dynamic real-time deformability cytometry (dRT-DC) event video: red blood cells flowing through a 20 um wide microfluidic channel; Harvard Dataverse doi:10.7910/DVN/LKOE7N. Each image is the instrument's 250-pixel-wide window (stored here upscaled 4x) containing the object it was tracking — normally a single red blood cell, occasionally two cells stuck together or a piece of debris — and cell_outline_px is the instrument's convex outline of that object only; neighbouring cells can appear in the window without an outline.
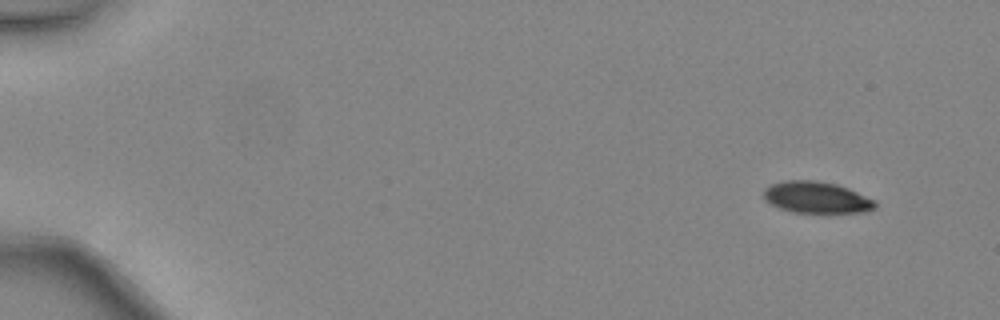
{"species": "common noctule bat (a hibernating species)", "species_latin": "Nyctalus noctula", "temperature_condition": "warm", "stored_images_in_passage": 44, "camera_frame_rate_fps": 3000, "um_per_image_px": 0.085, "animal": {"sex": "female", "body_mass_g": 24.6, "forearm_length_mm": 56.2}, "frame": {"image": 1, "passage_image": 1, "time_ms": 0.0, "image_size_px": [1000, 320], "cell_outline_px": [[876, 208], [864, 212], [792, 212], [780, 208], [764, 200], [764, 188], [772, 184], [784, 180], [816, 180], [836, 184], [848, 188], [876, 200]], "centroid_in_image_um": [69.41, 16.77], "position_along_channel_um": 15.6, "area_um2": 20.46}}
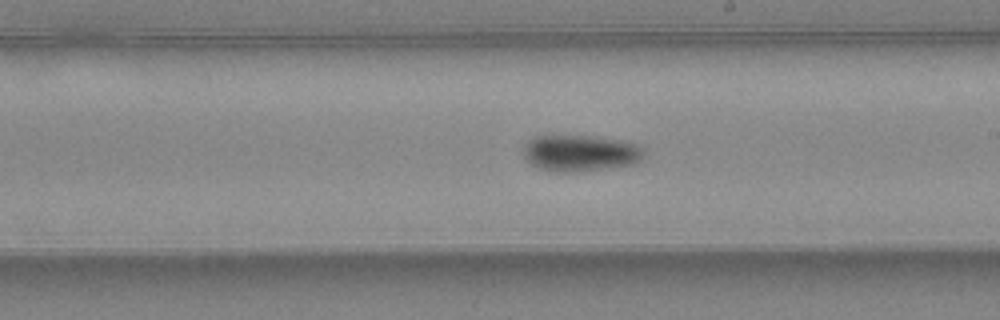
{"frame": {"image": 2, "passage_image": 26, "time_ms": 8.333, "image_size_px": [1000, 320], "cell_outline_px": [[644, 152], [640, 160], [632, 164], [608, 168], [576, 172], [552, 172], [536, 168], [524, 156], [524, 144], [528, 140], [536, 136], [596, 136], [624, 140], [640, 144], [644, 148]], "centroid_in_image_um": [49.34, 13.01], "position_along_channel_um": 239.7, "area_um2": 25.89}}
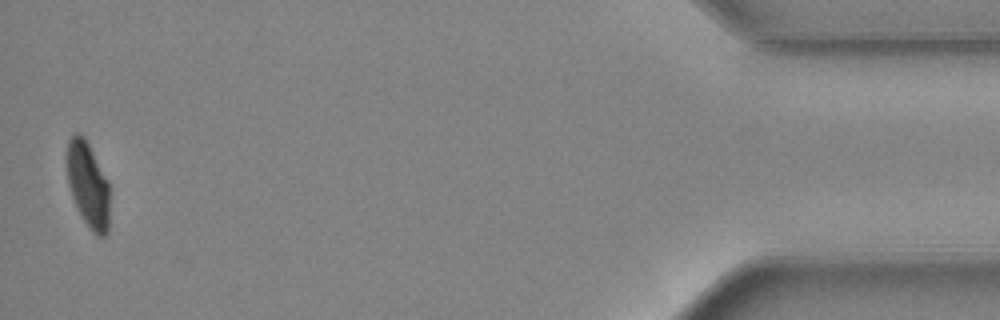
{"frame": {"image": 3, "passage_image": 44, "time_ms": 14.333, "image_size_px": [1000, 320], "cell_outline_px": [[108, 232], [104, 236], [96, 236], [88, 228], [76, 208], [68, 184], [68, 140], [76, 132], [80, 132], [84, 136], [108, 180]], "centroid_in_image_um": [7.48, 15.74], "position_along_channel_um": 427.7, "area_um2": 21.1}, "authors_computed_cell_mechanics": {"area_um2": 23.6402, "velocity_mm_per_s": 4.4626, "shape_relaxation_time_tau1_ms": 2.9309, "shape_relaxation_time_tau2_ms": null, "deformation_change_tau1": 0.1311, "deformation_change_tau2": null}}